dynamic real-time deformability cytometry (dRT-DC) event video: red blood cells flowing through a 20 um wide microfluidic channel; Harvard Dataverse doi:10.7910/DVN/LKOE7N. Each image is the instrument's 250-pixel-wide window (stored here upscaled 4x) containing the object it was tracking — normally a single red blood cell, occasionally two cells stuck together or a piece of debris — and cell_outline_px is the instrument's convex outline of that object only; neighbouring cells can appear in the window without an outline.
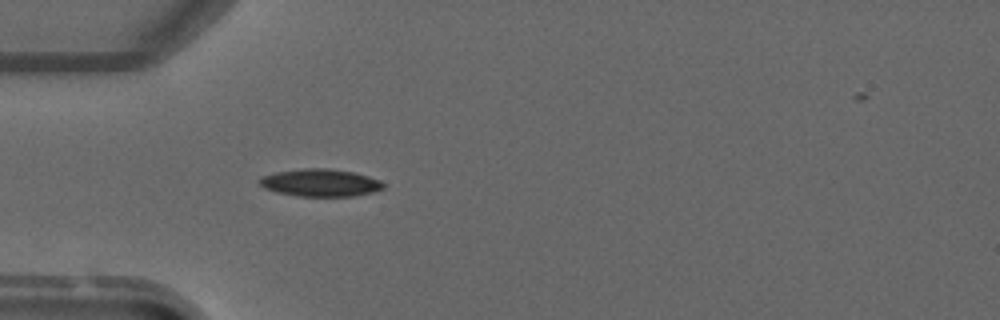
{"species": "common noctule bat (a hibernating species)", "species_latin": "Nyctalus noctula", "temperature_condition": "warm", "stored_images_in_passage": 3, "camera_frame_rate_fps": 3000, "um_per_image_px": 0.085, "animal": {"sex": "male", "forearm_length_mm": 52.5}, "frame": {"image": 1, "passage_image": 3, "time_ms": 3.333, "image_size_px": [1000, 320], "cell_outline_px": [[384, 188], [372, 192], [356, 196], [300, 196], [276, 192], [264, 188], [256, 180], [260, 176], [276, 172], [304, 168], [328, 168], [352, 172], [368, 176], [380, 180], [384, 184]], "centroid_in_image_um": [27.2, 15.53], "position_along_channel_um": 57.8, "area_um2": 19.88}}